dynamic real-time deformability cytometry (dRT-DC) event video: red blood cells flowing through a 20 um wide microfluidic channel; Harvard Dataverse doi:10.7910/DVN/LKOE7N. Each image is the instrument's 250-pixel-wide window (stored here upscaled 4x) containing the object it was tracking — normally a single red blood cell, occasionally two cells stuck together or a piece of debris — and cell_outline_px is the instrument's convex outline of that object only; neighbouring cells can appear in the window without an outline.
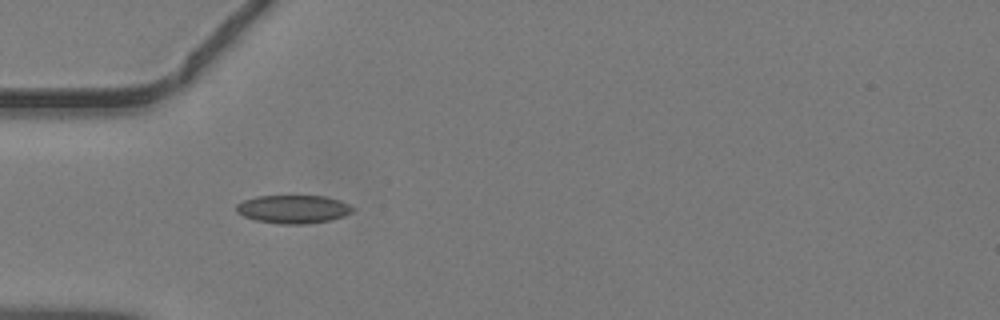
{"species": "common noctule bat (a hibernating species)", "species_latin": "Nyctalus noctula", "temperature_condition": "warm", "stored_images_in_passage": 32, "camera_frame_rate_fps": 3000, "um_per_image_px": 0.085, "animal": {"sex": "male", "body_mass_g": 19.2, "forearm_length_mm": 51.8}, "frame": {"image": 1, "passage_image": 1, "time_ms": 0.0, "image_size_px": [1000, 320], "cell_outline_px": [[356, 208], [352, 212], [344, 216], [332, 220], [308, 224], [280, 224], [256, 220], [244, 216], [236, 212], [236, 204], [244, 200], [256, 196], [324, 196], [340, 200]], "centroid_in_image_um": [24.95, 17.78], "position_along_channel_um": 60.1, "area_um2": 19.31}}
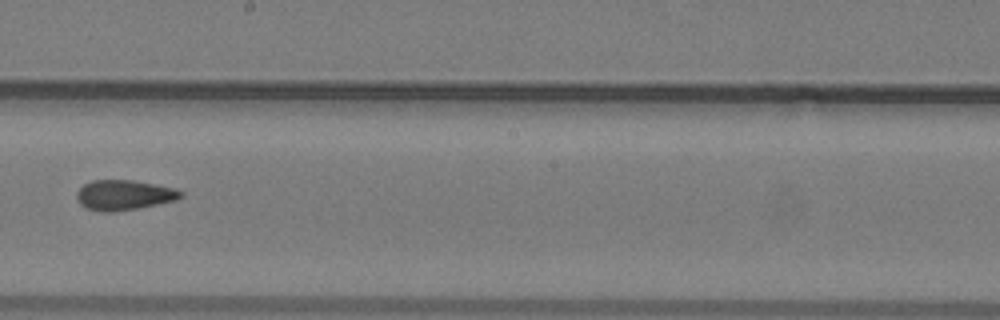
{"frame": {"image": 2, "passage_image": 13, "time_ms": 4.0, "image_size_px": [1000, 320], "cell_outline_px": [[184, 196], [176, 200], [140, 208], [112, 212], [100, 212], [88, 208], [80, 204], [76, 196], [76, 192], [84, 184], [92, 180], [132, 180], [176, 188], [184, 192]], "centroid_in_image_um": [10.56, 16.58], "position_along_channel_um": 237.6, "area_um2": 18.38}}
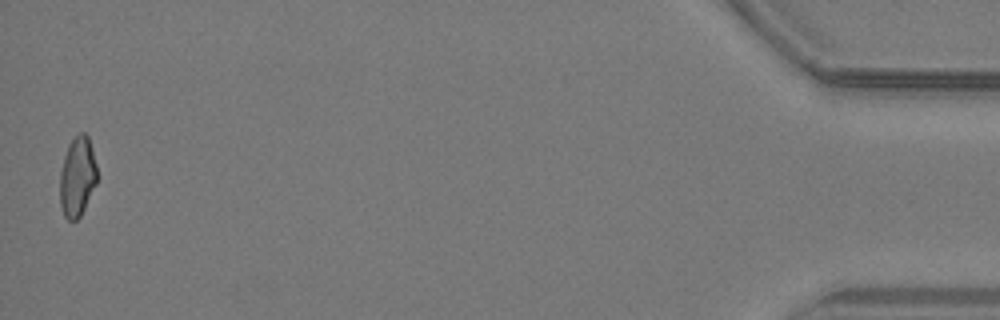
{"frame": {"image": 3, "passage_image": 32, "time_ms": 10.333, "image_size_px": [1000, 320], "cell_outline_px": [[96, 184], [80, 216], [76, 220], [68, 220], [64, 216], [60, 204], [60, 172], [64, 156], [68, 144], [80, 132], [84, 132], [88, 136], [92, 148], [96, 164]], "centroid_in_image_um": [6.56, 15.01], "position_along_channel_um": 428.6, "area_um2": 17.17}}